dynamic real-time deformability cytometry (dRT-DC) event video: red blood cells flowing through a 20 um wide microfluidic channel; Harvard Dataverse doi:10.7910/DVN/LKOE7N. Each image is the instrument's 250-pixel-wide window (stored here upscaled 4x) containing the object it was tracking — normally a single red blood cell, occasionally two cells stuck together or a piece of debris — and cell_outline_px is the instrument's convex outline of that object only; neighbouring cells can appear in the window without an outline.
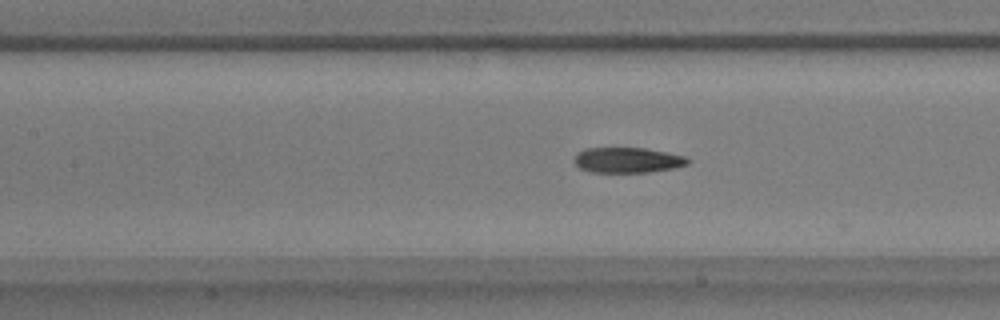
{"species": "common noctule bat (a hibernating species)", "species_latin": "Nyctalus noctula", "temperature_condition": "warm", "stored_images_in_passage": 41, "camera_frame_rate_fps": 3000, "um_per_image_px": 0.085, "animal": {"sex": "male", "body_mass_g": 17.9}, "frame": {"image": 1, "passage_image": 9, "time_ms": 2.667, "image_size_px": [1000, 320], "cell_outline_px": [[688, 164], [676, 168], [648, 172], [592, 172], [580, 168], [576, 164], [576, 152], [584, 148], [644, 148], [684, 156], [688, 160]], "centroid_in_image_um": [53.33, 13.61], "position_along_channel_um": 154.1, "area_um2": 16.59}}
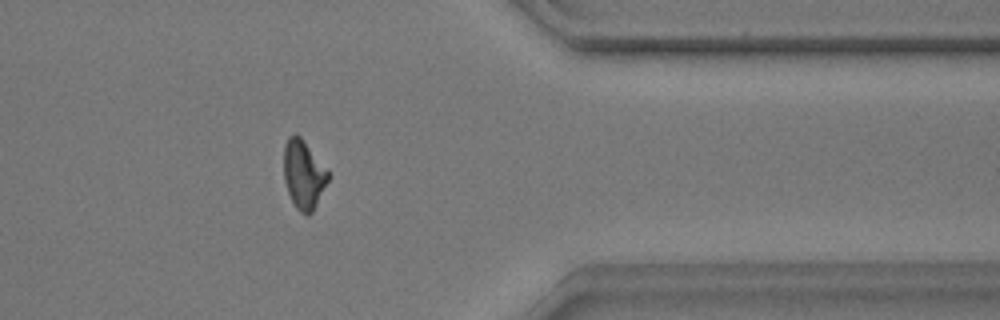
{"frame": {"image": 2, "passage_image": 30, "time_ms": 9.667, "image_size_px": [1000, 320], "cell_outline_px": [[328, 180], [312, 212], [308, 216], [300, 212], [296, 208], [288, 192], [284, 180], [284, 144], [288, 136], [296, 132], [300, 136], [328, 172]], "centroid_in_image_um": [25.76, 14.82], "position_along_channel_um": 385.6, "area_um2": 17.4}}
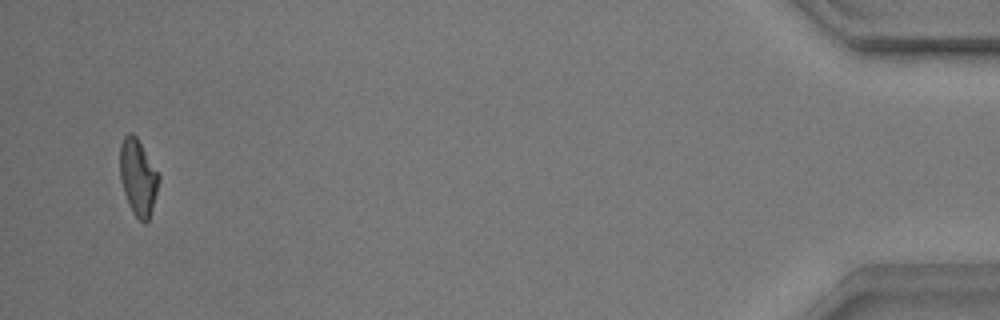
{"frame": {"image": 3, "passage_image": 39, "time_ms": 12.667, "image_size_px": [1000, 320], "cell_outline_px": [[160, 180], [152, 208], [148, 220], [144, 224], [132, 212], [128, 204], [120, 180], [120, 144], [124, 136], [128, 132], [132, 132], [136, 136], [160, 176]], "centroid_in_image_um": [11.72, 15.06], "position_along_channel_um": 423.5, "area_um2": 17.17}, "authors_computed_cell_mechanics": {"area_um2": 17.3978, "velocity_mm_per_s": 3.5394, "shape_relaxation_time_tau1_ms": 8.5991, "shape_relaxation_time_tau2_ms": 3.4369, "deformation_change_tau1": 0.2286, "deformation_change_tau2": 0.1055}}